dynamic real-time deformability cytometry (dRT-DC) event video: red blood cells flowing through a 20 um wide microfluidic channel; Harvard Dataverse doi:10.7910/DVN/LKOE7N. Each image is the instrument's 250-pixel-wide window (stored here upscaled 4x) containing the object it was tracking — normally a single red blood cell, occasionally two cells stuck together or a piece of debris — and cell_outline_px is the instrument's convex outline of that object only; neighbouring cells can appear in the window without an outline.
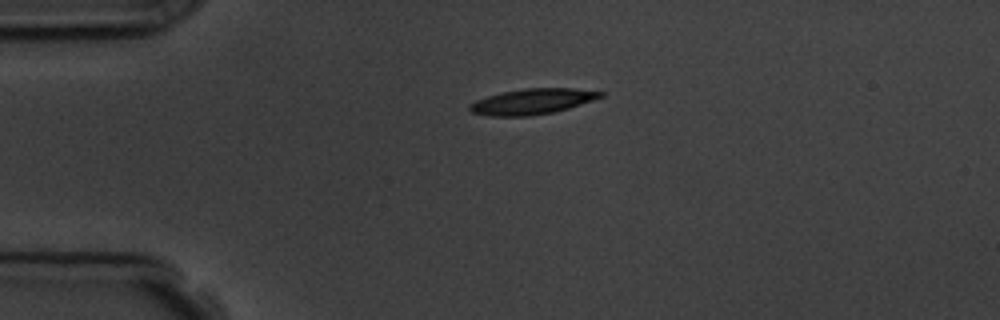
{"species": "common noctule bat (a hibernating species)", "species_latin": "Nyctalus noctula", "temperature_condition": "room temperature", "stored_images_in_passage": 2, "camera_frame_rate_fps": 3000, "um_per_image_px": 0.085, "animal": {"sex": "male", "body_mass_g": 19.5, "forearm_length_mm": 54.6}, "frame": {"image": 1, "passage_image": 1, "time_ms": 0.0, "image_size_px": [1000, 320], "cell_outline_px": [[604, 96], [568, 108], [552, 112], [528, 116], [492, 116], [472, 112], [468, 108], [468, 104], [476, 100], [500, 92], [524, 88], [572, 88], [604, 92]], "centroid_in_image_um": [45.21, 8.62], "position_along_channel_um": 39.8, "area_um2": 19.36}}